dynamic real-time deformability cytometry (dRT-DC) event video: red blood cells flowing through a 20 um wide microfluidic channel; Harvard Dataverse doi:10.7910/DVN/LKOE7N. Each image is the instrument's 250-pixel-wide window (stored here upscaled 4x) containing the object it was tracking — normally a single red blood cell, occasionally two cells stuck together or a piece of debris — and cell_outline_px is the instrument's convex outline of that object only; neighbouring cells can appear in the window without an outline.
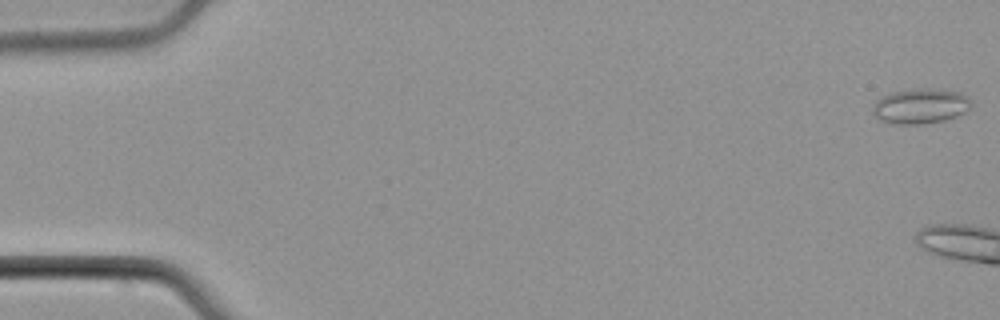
{"species": "common noctule bat (a hibernating species)", "species_latin": "Nyctalus noctula", "temperature_condition": "cold", "stored_images_in_passage": 5, "camera_frame_rate_fps": 3000, "um_per_image_px": 0.085, "animal": {"sex": "male", "body_mass_g": 21.5, "forearm_length_mm": 52.0}, "frame": {"image": 1, "passage_image": 1, "time_ms": 0.0, "image_size_px": [1000, 320], "cell_outline_px": [[972, 104], [964, 112], [956, 116], [944, 120], [924, 124], [892, 124], [880, 120], [872, 112], [872, 104], [880, 96], [892, 92], [916, 88], [928, 88], [960, 92], [968, 96], [972, 100]], "centroid_in_image_um": [78.21, 9.01], "position_along_channel_um": 6.8, "area_um2": 20.4}}